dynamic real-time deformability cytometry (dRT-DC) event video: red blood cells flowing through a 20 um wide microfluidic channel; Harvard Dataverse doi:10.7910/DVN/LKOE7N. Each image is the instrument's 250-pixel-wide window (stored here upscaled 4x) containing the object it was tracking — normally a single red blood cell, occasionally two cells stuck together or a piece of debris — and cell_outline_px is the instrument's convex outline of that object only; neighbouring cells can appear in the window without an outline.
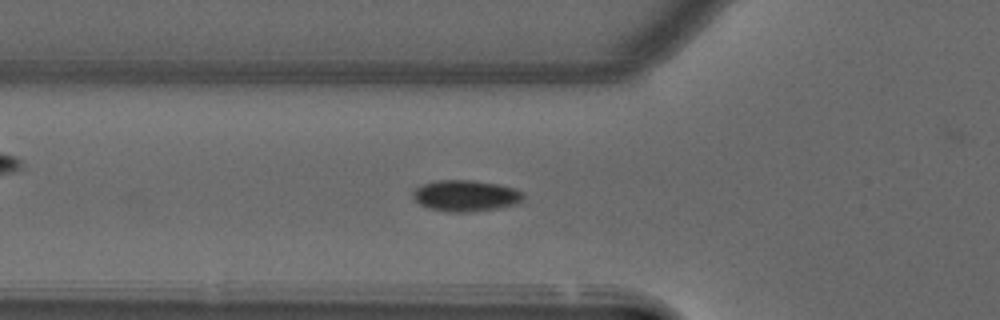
{"species": "common noctule bat (a hibernating species)", "species_latin": "Nyctalus noctula", "temperature_condition": "warm", "stored_images_in_passage": 52, "camera_frame_rate_fps": 3000, "um_per_image_px": 0.085, "animal": {"sex": "male", "forearm_length_mm": 52.5}, "frame": {"image": 1, "passage_image": 18, "time_ms": 5.667, "image_size_px": [1000, 320], "cell_outline_px": [[524, 200], [516, 204], [500, 208], [472, 212], [448, 212], [428, 208], [420, 204], [412, 196], [412, 192], [416, 188], [424, 184], [436, 180], [472, 180], [496, 184], [512, 188], [524, 192]], "centroid_in_image_um": [39.6, 16.65], "position_along_channel_um": 86.2, "area_um2": 20.17}}
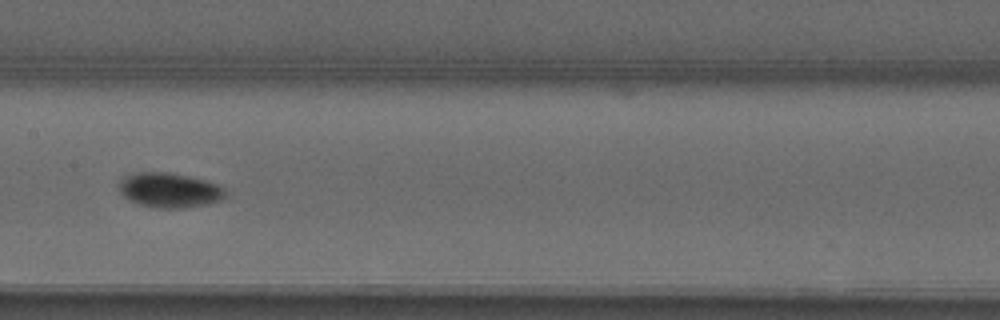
{"frame": {"image": 2, "passage_image": 26, "time_ms": 8.333, "image_size_px": [1000, 320], "cell_outline_px": [[224, 196], [220, 200], [208, 204], [184, 208], [156, 208], [140, 204], [124, 196], [120, 192], [120, 180], [124, 176], [140, 172], [168, 172], [188, 176], [204, 180], [216, 184], [224, 188]], "centroid_in_image_um": [14.4, 16.16], "position_along_channel_um": 193.0, "area_um2": 21.27}}
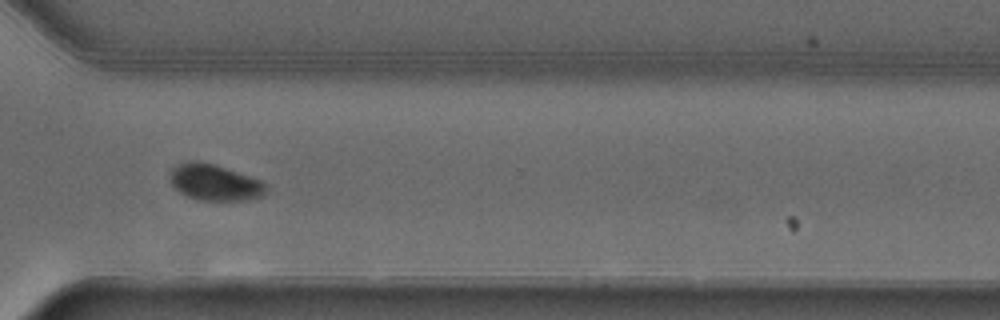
{"frame": {"image": 3, "passage_image": 38, "time_ms": 12.333, "image_size_px": [1000, 320], "cell_outline_px": [[268, 192], [264, 196], [248, 200], [200, 200], [188, 196], [180, 192], [172, 184], [172, 168], [180, 164], [196, 160], [212, 164], [260, 180], [268, 188]], "centroid_in_image_um": [18.3, 15.53], "position_along_channel_um": 352.3, "area_um2": 19.77}, "authors_computed_cell_mechanics": {"area_um2": 19.2185, "velocity_mm_per_s": 3.9884, "shape_relaxation_time_tau1_ms": 6.4094, "shape_relaxation_time_tau2_ms": null, "deformation_change_tau1": 0.1004, "deformation_change_tau2": null}}